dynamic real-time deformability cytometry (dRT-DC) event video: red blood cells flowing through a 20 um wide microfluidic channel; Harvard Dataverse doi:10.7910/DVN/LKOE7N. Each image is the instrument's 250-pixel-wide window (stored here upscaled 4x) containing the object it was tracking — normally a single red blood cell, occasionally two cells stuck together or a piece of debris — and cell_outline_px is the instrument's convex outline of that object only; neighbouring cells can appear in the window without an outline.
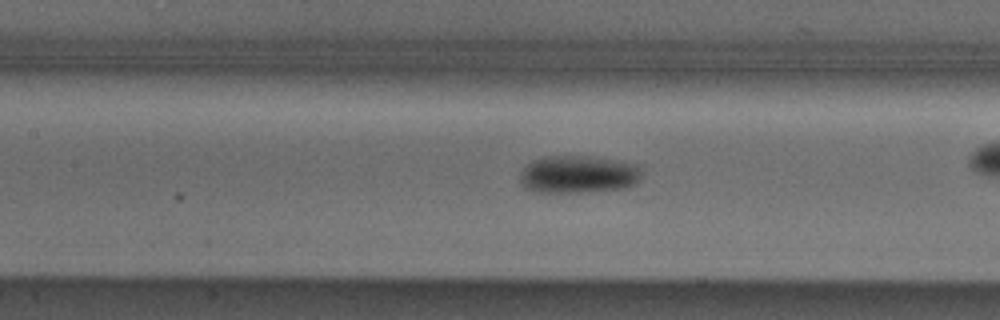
{"species": "Egyptian fruit bat (a non-hibernating species)", "species_latin": "Rousettus aegyptiacus", "temperature_condition": "cold", "stored_images_in_passage": 28, "camera_frame_rate_fps": 3000, "um_per_image_px": 0.085, "animal": {"sex": "male"}, "frame": {"image": 1, "passage_image": 9, "time_ms": 2.667, "image_size_px": [1000, 320], "cell_outline_px": [[640, 176], [636, 184], [624, 188], [580, 192], [536, 192], [528, 188], [524, 184], [520, 176], [524, 168], [532, 160], [544, 156], [592, 156], [636, 164], [640, 172]], "centroid_in_image_um": [49.16, 14.81], "position_along_channel_um": 158.2, "area_um2": 26.36}, "authors_computed_cell_mechanics": {"area_um2": 25.2297, "velocity_mm_per_s": 3.8629, "shape_relaxation_time_tau1_ms": 2.9943, "shape_relaxation_time_tau2_ms": null, "deformation_change_tau1": 0.0997, "deformation_change_tau2": null}}